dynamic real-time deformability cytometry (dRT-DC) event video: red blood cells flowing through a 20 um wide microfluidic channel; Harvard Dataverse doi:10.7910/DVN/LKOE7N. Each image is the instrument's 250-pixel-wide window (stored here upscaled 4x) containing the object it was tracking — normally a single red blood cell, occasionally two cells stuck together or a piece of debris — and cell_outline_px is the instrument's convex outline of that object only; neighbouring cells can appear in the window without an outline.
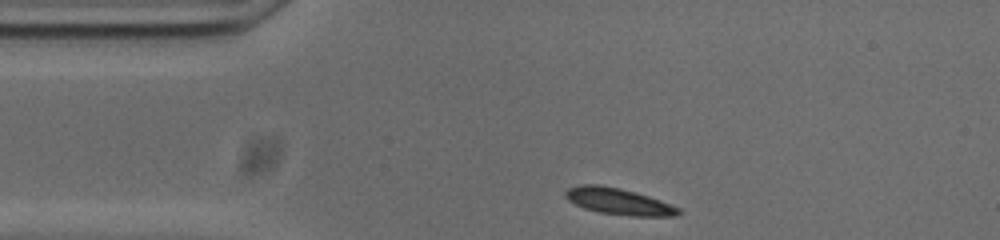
{"species": "common noctule bat (a hibernating species)", "species_latin": "Nyctalus noctula", "temperature_condition": "cold", "stored_images_in_passage": 36, "camera_frame_rate_fps": 3000, "um_per_image_px": 0.085, "animal": {"sex": "male", "body_mass_g": 20.0, "forearm_length_mm": 53.3}, "frame": {"image": 1, "passage_image": 1, "time_ms": 0.0, "image_size_px": [1000, 240], "cell_outline_px": [[680, 212], [676, 216], [632, 216], [600, 212], [584, 208], [568, 200], [564, 196], [564, 192], [568, 188], [580, 184], [600, 184], [620, 188], [636, 192], [660, 200], [680, 208]], "centroid_in_image_um": [52.56, 17.11], "position_along_channel_um": 32.4, "area_um2": 17.4}}
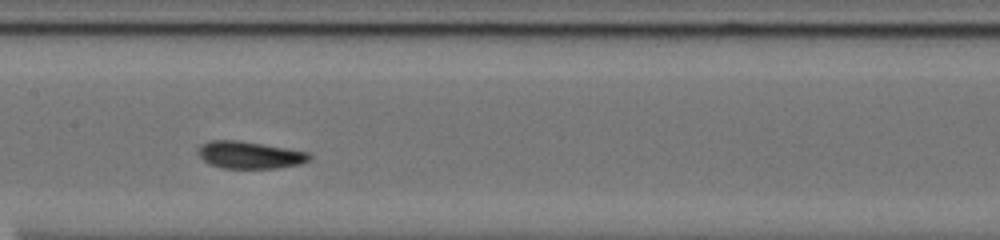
{"frame": {"image": 2, "passage_image": 16, "time_ms": 5.0, "image_size_px": [1000, 240], "cell_outline_px": [[312, 156], [308, 160], [300, 164], [276, 168], [224, 168], [208, 164], [196, 152], [196, 148], [200, 144], [212, 140], [240, 140], [308, 152]], "centroid_in_image_um": [21.17, 13.16], "position_along_channel_um": 186.2, "area_um2": 17.69}}
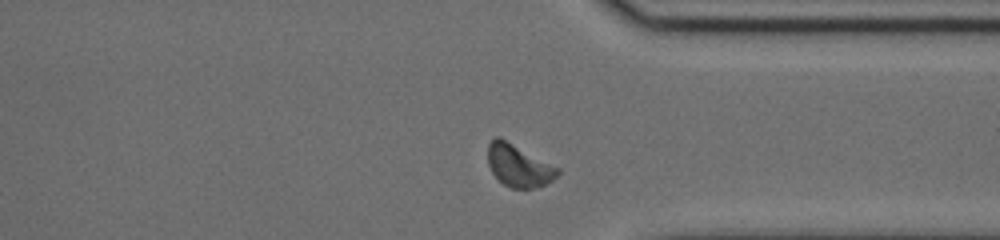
{"frame": {"image": 3, "passage_image": 31, "time_ms": 10.0, "image_size_px": [1000, 240], "cell_outline_px": [[560, 172], [552, 180], [540, 188], [512, 188], [504, 184], [492, 172], [488, 164], [488, 144], [496, 136], [500, 136], [560, 168]], "centroid_in_image_um": [44.1, 14.07], "position_along_channel_um": 367.3, "area_um2": 17.28}, "authors_computed_cell_mechanics": {"area_um2": 17.1377, "velocity_mm_per_s": 3.6963, "shape_relaxation_time_tau1_ms": 3.4945, "shape_relaxation_time_tau2_ms": 1.4834, "deformation_change_tau1": 0.1598, "deformation_change_tau2": 0.072}}